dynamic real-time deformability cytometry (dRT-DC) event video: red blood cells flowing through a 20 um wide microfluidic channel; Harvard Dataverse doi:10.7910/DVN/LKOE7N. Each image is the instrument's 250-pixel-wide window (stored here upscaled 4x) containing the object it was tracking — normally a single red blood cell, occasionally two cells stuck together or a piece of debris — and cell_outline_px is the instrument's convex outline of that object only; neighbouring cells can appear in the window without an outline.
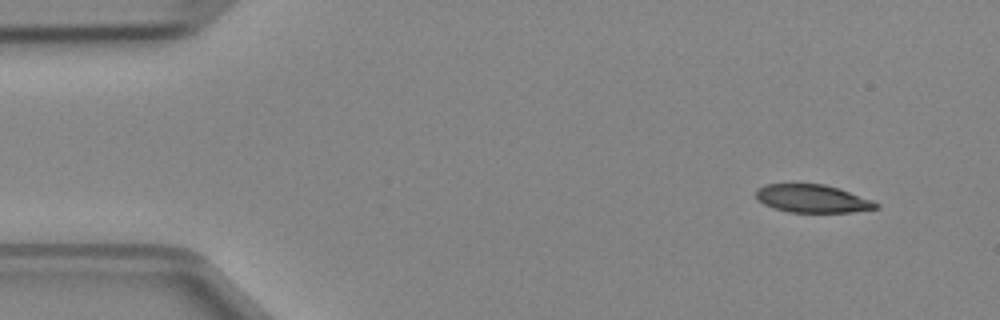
{"species": "Egyptian fruit bat (a non-hibernating species)", "species_latin": "Rousettus aegyptiacus", "temperature_condition": "cold", "stored_images_in_passage": 5, "camera_frame_rate_fps": 3000, "um_per_image_px": 0.085, "animal": {"sex": "female"}, "frame": {"image": 1, "passage_image": 1, "time_ms": 0.0, "image_size_px": [1000, 320], "cell_outline_px": [[880, 208], [852, 212], [788, 212], [772, 208], [764, 204], [756, 196], [756, 188], [764, 184], [824, 184], [840, 188], [872, 200], [880, 204]], "centroid_in_image_um": [69.07, 16.88], "position_along_channel_um": 15.9, "area_um2": 19.71}}
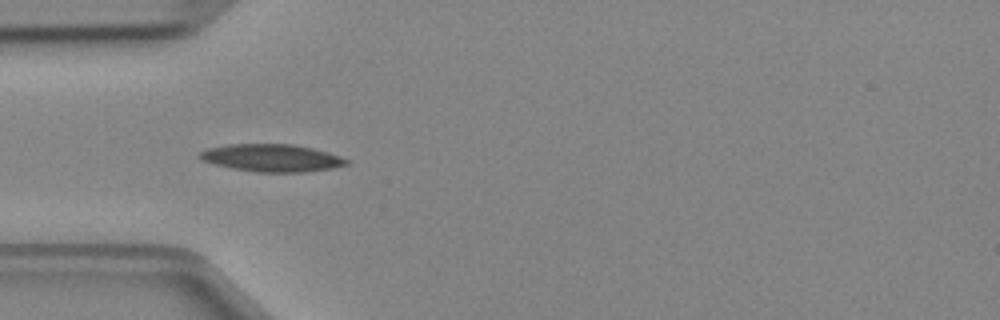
{"frame": {"image": 2, "passage_image": 4, "time_ms": 1.0, "image_size_px": [1000, 320], "cell_outline_px": [[348, 164], [332, 168], [304, 172], [256, 172], [232, 168], [200, 160], [196, 156], [200, 152], [208, 148], [224, 144], [292, 144], [312, 148], [328, 152], [340, 156], [348, 160]], "centroid_in_image_um": [23.06, 13.42], "position_along_channel_um": 61.9, "area_um2": 23.52}}